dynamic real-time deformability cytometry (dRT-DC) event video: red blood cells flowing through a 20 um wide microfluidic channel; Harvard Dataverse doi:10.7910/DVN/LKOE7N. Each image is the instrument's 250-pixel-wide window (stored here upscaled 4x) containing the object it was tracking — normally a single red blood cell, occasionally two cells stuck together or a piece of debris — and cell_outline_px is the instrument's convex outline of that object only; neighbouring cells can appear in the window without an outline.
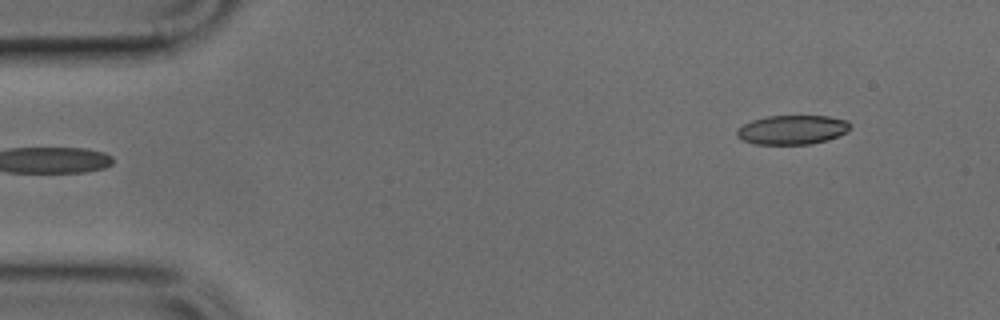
{"species": "common noctule bat (a hibernating species)", "species_latin": "Nyctalus noctula", "temperature_condition": "cold", "stored_images_in_passage": 3, "camera_frame_rate_fps": 3000, "um_per_image_px": 0.085, "animal": {"sex": "male", "body_mass_g": 17.9, "forearm_length_mm": 54.2}, "frame": {"image": 1, "passage_image": 1, "time_ms": 0.0, "image_size_px": [1000, 320], "cell_outline_px": [[852, 124], [848, 132], [828, 140], [812, 144], [752, 144], [736, 136], [736, 128], [752, 120], [768, 116], [828, 116], [848, 120]], "centroid_in_image_um": [67.37, 11.03], "position_along_channel_um": 17.6, "area_um2": 19.54}}
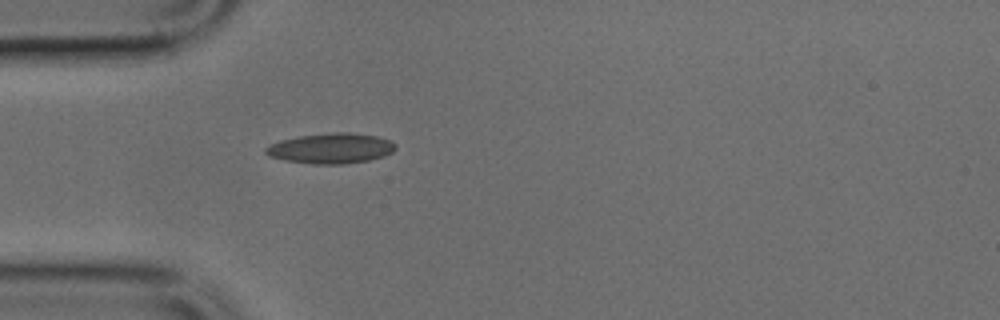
{"frame": {"image": 2, "passage_image": 3, "time_ms": 0.667, "image_size_px": [1000, 320], "cell_outline_px": [[396, 148], [392, 152], [384, 156], [368, 160], [344, 164], [316, 164], [284, 160], [268, 156], [264, 152], [264, 148], [280, 140], [300, 136], [336, 132], [348, 132], [376, 136], [392, 140], [396, 144]], "centroid_in_image_um": [28.15, 12.61], "position_along_channel_um": 56.9, "area_um2": 22.89}}